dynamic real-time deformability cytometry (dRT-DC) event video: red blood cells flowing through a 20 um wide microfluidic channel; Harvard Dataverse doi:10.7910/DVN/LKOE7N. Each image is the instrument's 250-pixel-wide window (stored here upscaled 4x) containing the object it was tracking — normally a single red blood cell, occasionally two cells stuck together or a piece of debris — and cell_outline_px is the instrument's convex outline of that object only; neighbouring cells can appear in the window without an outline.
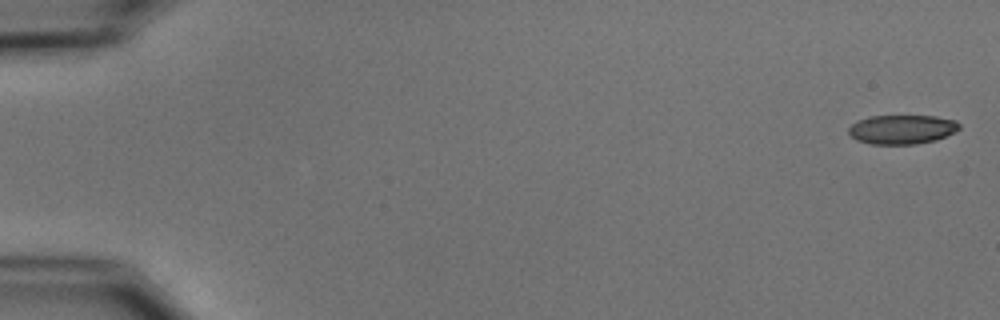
{"species": "common noctule bat (a hibernating species)", "species_latin": "Nyctalus noctula", "temperature_condition": "cold", "stored_images_in_passage": 10, "camera_frame_rate_fps": 3000, "um_per_image_px": 0.085, "animal": {"sex": "male", "body_mass_g": 15.6}, "frame": {"image": 1, "passage_image": 1, "time_ms": 0.0, "image_size_px": [1000, 320], "cell_outline_px": [[960, 128], [936, 140], [916, 144], [872, 144], [856, 140], [848, 132], [848, 128], [852, 124], [868, 116], [936, 116], [956, 120], [960, 124]], "centroid_in_image_um": [76.66, 10.99], "position_along_channel_um": 8.3, "area_um2": 18.73}}
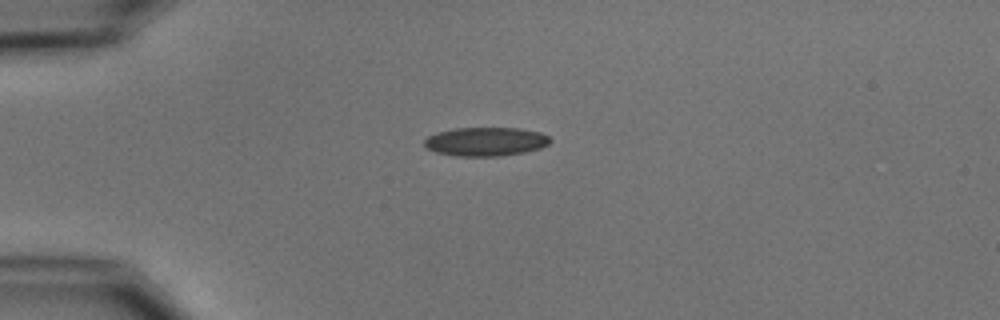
{"frame": {"image": 2, "passage_image": 4, "time_ms": 4.333, "image_size_px": [1000, 320], "cell_outline_px": [[552, 140], [548, 144], [540, 148], [524, 152], [500, 156], [456, 156], [436, 152], [424, 148], [424, 140], [428, 136], [436, 132], [452, 128], [520, 128], [540, 132], [548, 136]], "centroid_in_image_um": [41.25, 12.03], "position_along_channel_um": 43.7, "area_um2": 21.27}}